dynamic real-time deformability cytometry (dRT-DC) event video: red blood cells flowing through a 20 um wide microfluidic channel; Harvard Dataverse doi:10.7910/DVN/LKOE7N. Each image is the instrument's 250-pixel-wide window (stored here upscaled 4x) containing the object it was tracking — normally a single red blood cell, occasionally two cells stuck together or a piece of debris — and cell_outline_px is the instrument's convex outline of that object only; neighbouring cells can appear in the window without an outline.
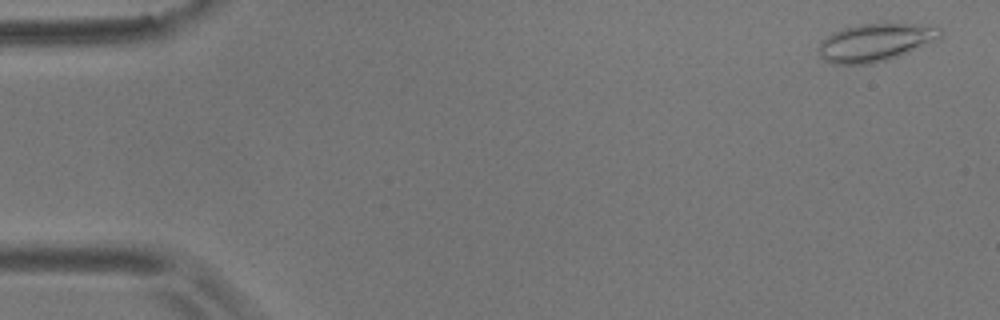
{"species": "common noctule bat (a hibernating species)", "species_latin": "Nyctalus noctula", "temperature_condition": "room temperature", "stored_images_in_passage": 4, "camera_frame_rate_fps": 3000, "um_per_image_px": 0.085, "animal": {"sex": "male", "body_mass_g": 17.9}, "frame": {"image": 1, "passage_image": 1, "time_ms": 0.0, "image_size_px": [1000, 320], "cell_outline_px": [[940, 40], [888, 60], [872, 64], [832, 64], [824, 60], [820, 56], [816, 48], [820, 40], [832, 32], [844, 28], [860, 24], [884, 20], [940, 28]], "centroid_in_image_um": [74.37, 3.58], "position_along_channel_um": 10.6, "area_um2": 27.69}}